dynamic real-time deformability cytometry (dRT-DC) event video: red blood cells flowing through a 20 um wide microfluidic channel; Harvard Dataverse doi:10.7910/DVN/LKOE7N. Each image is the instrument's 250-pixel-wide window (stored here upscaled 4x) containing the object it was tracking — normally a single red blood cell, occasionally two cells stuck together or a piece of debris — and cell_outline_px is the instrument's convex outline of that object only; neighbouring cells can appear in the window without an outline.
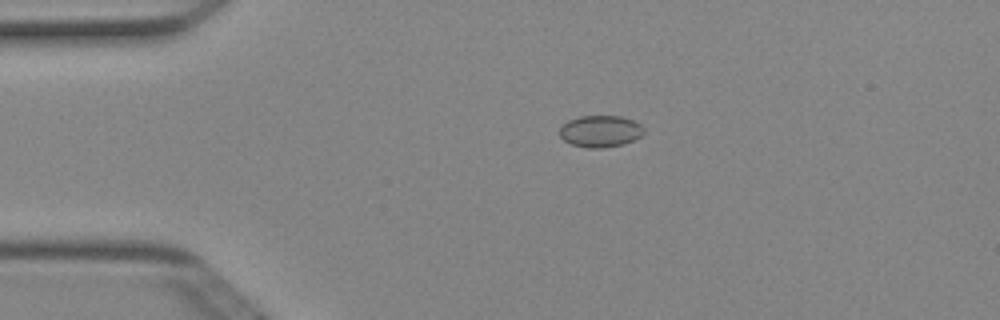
{"species": "Egyptian fruit bat (a non-hibernating species)", "species_latin": "Rousettus aegyptiacus", "temperature_condition": "cold", "stored_images_in_passage": 3, "camera_frame_rate_fps": 3000, "um_per_image_px": 0.085, "animal": {"sex": "female"}, "frame": {"image": 1, "passage_image": 2, "time_ms": 0.333, "image_size_px": [1000, 320], "cell_outline_px": [[644, 132], [640, 136], [624, 144], [604, 148], [588, 148], [572, 144], [564, 140], [560, 136], [560, 128], [568, 120], [580, 116], [620, 116], [632, 120], [640, 124], [644, 128]], "centroid_in_image_um": [51.03, 11.16], "position_along_channel_um": 34.0, "area_um2": 15.49}}